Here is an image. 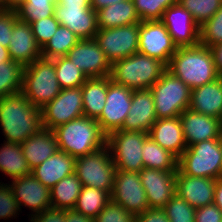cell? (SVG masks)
I'll return each instance as SVG.
<instances>
[{
    "instance_id": "1",
    "label": "cell",
    "mask_w": 222,
    "mask_h": 222,
    "mask_svg": "<svg viewBox=\"0 0 222 222\" xmlns=\"http://www.w3.org/2000/svg\"><path fill=\"white\" fill-rule=\"evenodd\" d=\"M0 125L6 141L22 144L42 125L41 108L35 107L20 91L0 99Z\"/></svg>"
},
{
    "instance_id": "2",
    "label": "cell",
    "mask_w": 222,
    "mask_h": 222,
    "mask_svg": "<svg viewBox=\"0 0 222 222\" xmlns=\"http://www.w3.org/2000/svg\"><path fill=\"white\" fill-rule=\"evenodd\" d=\"M167 70L180 78L191 90L220 77L212 51L201 44L177 48L167 65Z\"/></svg>"
},
{
    "instance_id": "3",
    "label": "cell",
    "mask_w": 222,
    "mask_h": 222,
    "mask_svg": "<svg viewBox=\"0 0 222 222\" xmlns=\"http://www.w3.org/2000/svg\"><path fill=\"white\" fill-rule=\"evenodd\" d=\"M60 151L72 157L93 153L106 146L107 136L96 119L84 115L52 130Z\"/></svg>"
},
{
    "instance_id": "4",
    "label": "cell",
    "mask_w": 222,
    "mask_h": 222,
    "mask_svg": "<svg viewBox=\"0 0 222 222\" xmlns=\"http://www.w3.org/2000/svg\"><path fill=\"white\" fill-rule=\"evenodd\" d=\"M167 70L159 59L135 53L112 64L110 78L132 90L150 89Z\"/></svg>"
},
{
    "instance_id": "5",
    "label": "cell",
    "mask_w": 222,
    "mask_h": 222,
    "mask_svg": "<svg viewBox=\"0 0 222 222\" xmlns=\"http://www.w3.org/2000/svg\"><path fill=\"white\" fill-rule=\"evenodd\" d=\"M60 91L52 59L39 58L24 66L21 92L32 105L43 108Z\"/></svg>"
},
{
    "instance_id": "6",
    "label": "cell",
    "mask_w": 222,
    "mask_h": 222,
    "mask_svg": "<svg viewBox=\"0 0 222 222\" xmlns=\"http://www.w3.org/2000/svg\"><path fill=\"white\" fill-rule=\"evenodd\" d=\"M177 168L188 176L222 177V143L210 139L188 146L178 158Z\"/></svg>"
},
{
    "instance_id": "7",
    "label": "cell",
    "mask_w": 222,
    "mask_h": 222,
    "mask_svg": "<svg viewBox=\"0 0 222 222\" xmlns=\"http://www.w3.org/2000/svg\"><path fill=\"white\" fill-rule=\"evenodd\" d=\"M150 90L157 119L177 117L190 106L191 89L168 70Z\"/></svg>"
},
{
    "instance_id": "8",
    "label": "cell",
    "mask_w": 222,
    "mask_h": 222,
    "mask_svg": "<svg viewBox=\"0 0 222 222\" xmlns=\"http://www.w3.org/2000/svg\"><path fill=\"white\" fill-rule=\"evenodd\" d=\"M116 168L109 147L76 158L75 173L82 186L94 187L111 194Z\"/></svg>"
},
{
    "instance_id": "9",
    "label": "cell",
    "mask_w": 222,
    "mask_h": 222,
    "mask_svg": "<svg viewBox=\"0 0 222 222\" xmlns=\"http://www.w3.org/2000/svg\"><path fill=\"white\" fill-rule=\"evenodd\" d=\"M146 132L117 130L107 136L106 145L110 149L116 170L140 172L143 168L142 150Z\"/></svg>"
},
{
    "instance_id": "10",
    "label": "cell",
    "mask_w": 222,
    "mask_h": 222,
    "mask_svg": "<svg viewBox=\"0 0 222 222\" xmlns=\"http://www.w3.org/2000/svg\"><path fill=\"white\" fill-rule=\"evenodd\" d=\"M94 40L113 64L138 52L139 23L120 27L98 29Z\"/></svg>"
},
{
    "instance_id": "11",
    "label": "cell",
    "mask_w": 222,
    "mask_h": 222,
    "mask_svg": "<svg viewBox=\"0 0 222 222\" xmlns=\"http://www.w3.org/2000/svg\"><path fill=\"white\" fill-rule=\"evenodd\" d=\"M42 125L53 130L83 113L82 86L61 89L58 96L41 108Z\"/></svg>"
},
{
    "instance_id": "12",
    "label": "cell",
    "mask_w": 222,
    "mask_h": 222,
    "mask_svg": "<svg viewBox=\"0 0 222 222\" xmlns=\"http://www.w3.org/2000/svg\"><path fill=\"white\" fill-rule=\"evenodd\" d=\"M133 90L114 83L109 76L106 103L101 115L96 119L103 133L120 130L131 108Z\"/></svg>"
},
{
    "instance_id": "13",
    "label": "cell",
    "mask_w": 222,
    "mask_h": 222,
    "mask_svg": "<svg viewBox=\"0 0 222 222\" xmlns=\"http://www.w3.org/2000/svg\"><path fill=\"white\" fill-rule=\"evenodd\" d=\"M177 46L161 20L139 23L138 52L169 64Z\"/></svg>"
},
{
    "instance_id": "14",
    "label": "cell",
    "mask_w": 222,
    "mask_h": 222,
    "mask_svg": "<svg viewBox=\"0 0 222 222\" xmlns=\"http://www.w3.org/2000/svg\"><path fill=\"white\" fill-rule=\"evenodd\" d=\"M111 200L137 216L149 208L139 172L116 170Z\"/></svg>"
},
{
    "instance_id": "15",
    "label": "cell",
    "mask_w": 222,
    "mask_h": 222,
    "mask_svg": "<svg viewBox=\"0 0 222 222\" xmlns=\"http://www.w3.org/2000/svg\"><path fill=\"white\" fill-rule=\"evenodd\" d=\"M161 21L179 47H194L200 44V26L194 21L190 12L179 3L169 6Z\"/></svg>"
},
{
    "instance_id": "16",
    "label": "cell",
    "mask_w": 222,
    "mask_h": 222,
    "mask_svg": "<svg viewBox=\"0 0 222 222\" xmlns=\"http://www.w3.org/2000/svg\"><path fill=\"white\" fill-rule=\"evenodd\" d=\"M87 78L110 76L112 64L94 39H81L66 55Z\"/></svg>"
},
{
    "instance_id": "17",
    "label": "cell",
    "mask_w": 222,
    "mask_h": 222,
    "mask_svg": "<svg viewBox=\"0 0 222 222\" xmlns=\"http://www.w3.org/2000/svg\"><path fill=\"white\" fill-rule=\"evenodd\" d=\"M176 173L153 168H143L139 172L149 208L163 209L176 194Z\"/></svg>"
},
{
    "instance_id": "18",
    "label": "cell",
    "mask_w": 222,
    "mask_h": 222,
    "mask_svg": "<svg viewBox=\"0 0 222 222\" xmlns=\"http://www.w3.org/2000/svg\"><path fill=\"white\" fill-rule=\"evenodd\" d=\"M54 17L80 40L94 39L98 31L97 14L91 6H61L56 2Z\"/></svg>"
},
{
    "instance_id": "19",
    "label": "cell",
    "mask_w": 222,
    "mask_h": 222,
    "mask_svg": "<svg viewBox=\"0 0 222 222\" xmlns=\"http://www.w3.org/2000/svg\"><path fill=\"white\" fill-rule=\"evenodd\" d=\"M10 187L18 202L20 211L21 206L24 205L30 208L33 211L32 213H35L31 215L34 216L51 208L50 189L40 183L32 173L12 179Z\"/></svg>"
},
{
    "instance_id": "20",
    "label": "cell",
    "mask_w": 222,
    "mask_h": 222,
    "mask_svg": "<svg viewBox=\"0 0 222 222\" xmlns=\"http://www.w3.org/2000/svg\"><path fill=\"white\" fill-rule=\"evenodd\" d=\"M184 138L188 146L210 139H220L222 120L191 110H184L179 115Z\"/></svg>"
},
{
    "instance_id": "21",
    "label": "cell",
    "mask_w": 222,
    "mask_h": 222,
    "mask_svg": "<svg viewBox=\"0 0 222 222\" xmlns=\"http://www.w3.org/2000/svg\"><path fill=\"white\" fill-rule=\"evenodd\" d=\"M176 194L197 209L214 203L216 179L188 176L178 168Z\"/></svg>"
},
{
    "instance_id": "22",
    "label": "cell",
    "mask_w": 222,
    "mask_h": 222,
    "mask_svg": "<svg viewBox=\"0 0 222 222\" xmlns=\"http://www.w3.org/2000/svg\"><path fill=\"white\" fill-rule=\"evenodd\" d=\"M156 120L151 90H133L131 108L120 130L148 133Z\"/></svg>"
},
{
    "instance_id": "23",
    "label": "cell",
    "mask_w": 222,
    "mask_h": 222,
    "mask_svg": "<svg viewBox=\"0 0 222 222\" xmlns=\"http://www.w3.org/2000/svg\"><path fill=\"white\" fill-rule=\"evenodd\" d=\"M8 51L11 60L21 63L23 66L42 58V49L34 38L32 27L29 23L15 19Z\"/></svg>"
},
{
    "instance_id": "24",
    "label": "cell",
    "mask_w": 222,
    "mask_h": 222,
    "mask_svg": "<svg viewBox=\"0 0 222 222\" xmlns=\"http://www.w3.org/2000/svg\"><path fill=\"white\" fill-rule=\"evenodd\" d=\"M149 137L177 159L187 148L179 116L157 119L148 132Z\"/></svg>"
},
{
    "instance_id": "25",
    "label": "cell",
    "mask_w": 222,
    "mask_h": 222,
    "mask_svg": "<svg viewBox=\"0 0 222 222\" xmlns=\"http://www.w3.org/2000/svg\"><path fill=\"white\" fill-rule=\"evenodd\" d=\"M76 158L66 152L58 150L31 170V173L46 187L51 189L63 178L75 173Z\"/></svg>"
},
{
    "instance_id": "26",
    "label": "cell",
    "mask_w": 222,
    "mask_h": 222,
    "mask_svg": "<svg viewBox=\"0 0 222 222\" xmlns=\"http://www.w3.org/2000/svg\"><path fill=\"white\" fill-rule=\"evenodd\" d=\"M189 108L222 120V77L192 89Z\"/></svg>"
},
{
    "instance_id": "27",
    "label": "cell",
    "mask_w": 222,
    "mask_h": 222,
    "mask_svg": "<svg viewBox=\"0 0 222 222\" xmlns=\"http://www.w3.org/2000/svg\"><path fill=\"white\" fill-rule=\"evenodd\" d=\"M21 147L31 170L59 150L54 132L44 127L28 137Z\"/></svg>"
},
{
    "instance_id": "28",
    "label": "cell",
    "mask_w": 222,
    "mask_h": 222,
    "mask_svg": "<svg viewBox=\"0 0 222 222\" xmlns=\"http://www.w3.org/2000/svg\"><path fill=\"white\" fill-rule=\"evenodd\" d=\"M98 29L140 23L132 0H124L96 11Z\"/></svg>"
},
{
    "instance_id": "29",
    "label": "cell",
    "mask_w": 222,
    "mask_h": 222,
    "mask_svg": "<svg viewBox=\"0 0 222 222\" xmlns=\"http://www.w3.org/2000/svg\"><path fill=\"white\" fill-rule=\"evenodd\" d=\"M109 76L88 78L82 85L83 113L97 119L104 109L108 92Z\"/></svg>"
},
{
    "instance_id": "30",
    "label": "cell",
    "mask_w": 222,
    "mask_h": 222,
    "mask_svg": "<svg viewBox=\"0 0 222 222\" xmlns=\"http://www.w3.org/2000/svg\"><path fill=\"white\" fill-rule=\"evenodd\" d=\"M0 171L11 179L30 175L21 144L5 141L0 148Z\"/></svg>"
},
{
    "instance_id": "31",
    "label": "cell",
    "mask_w": 222,
    "mask_h": 222,
    "mask_svg": "<svg viewBox=\"0 0 222 222\" xmlns=\"http://www.w3.org/2000/svg\"><path fill=\"white\" fill-rule=\"evenodd\" d=\"M81 189L82 183L76 173L63 178L50 189L51 208L60 210L73 209Z\"/></svg>"
},
{
    "instance_id": "32",
    "label": "cell",
    "mask_w": 222,
    "mask_h": 222,
    "mask_svg": "<svg viewBox=\"0 0 222 222\" xmlns=\"http://www.w3.org/2000/svg\"><path fill=\"white\" fill-rule=\"evenodd\" d=\"M144 168H153L163 171H177L178 159L169 151L147 137L142 150Z\"/></svg>"
},
{
    "instance_id": "33",
    "label": "cell",
    "mask_w": 222,
    "mask_h": 222,
    "mask_svg": "<svg viewBox=\"0 0 222 222\" xmlns=\"http://www.w3.org/2000/svg\"><path fill=\"white\" fill-rule=\"evenodd\" d=\"M110 200L111 195L109 192L94 187L82 186L73 209L94 219Z\"/></svg>"
},
{
    "instance_id": "34",
    "label": "cell",
    "mask_w": 222,
    "mask_h": 222,
    "mask_svg": "<svg viewBox=\"0 0 222 222\" xmlns=\"http://www.w3.org/2000/svg\"><path fill=\"white\" fill-rule=\"evenodd\" d=\"M79 40L70 29L59 25L54 35L42 48V58L54 59L66 56Z\"/></svg>"
},
{
    "instance_id": "35",
    "label": "cell",
    "mask_w": 222,
    "mask_h": 222,
    "mask_svg": "<svg viewBox=\"0 0 222 222\" xmlns=\"http://www.w3.org/2000/svg\"><path fill=\"white\" fill-rule=\"evenodd\" d=\"M54 61L58 84L61 89L82 86L88 79L86 75L67 57H58Z\"/></svg>"
},
{
    "instance_id": "36",
    "label": "cell",
    "mask_w": 222,
    "mask_h": 222,
    "mask_svg": "<svg viewBox=\"0 0 222 222\" xmlns=\"http://www.w3.org/2000/svg\"><path fill=\"white\" fill-rule=\"evenodd\" d=\"M23 70L17 61L0 62V99L21 91Z\"/></svg>"
},
{
    "instance_id": "37",
    "label": "cell",
    "mask_w": 222,
    "mask_h": 222,
    "mask_svg": "<svg viewBox=\"0 0 222 222\" xmlns=\"http://www.w3.org/2000/svg\"><path fill=\"white\" fill-rule=\"evenodd\" d=\"M55 0H23L14 10L17 18L29 24L54 16Z\"/></svg>"
},
{
    "instance_id": "38",
    "label": "cell",
    "mask_w": 222,
    "mask_h": 222,
    "mask_svg": "<svg viewBox=\"0 0 222 222\" xmlns=\"http://www.w3.org/2000/svg\"><path fill=\"white\" fill-rule=\"evenodd\" d=\"M178 3L190 12L199 26L209 20L222 6V0H178Z\"/></svg>"
},
{
    "instance_id": "39",
    "label": "cell",
    "mask_w": 222,
    "mask_h": 222,
    "mask_svg": "<svg viewBox=\"0 0 222 222\" xmlns=\"http://www.w3.org/2000/svg\"><path fill=\"white\" fill-rule=\"evenodd\" d=\"M141 21L161 20L164 11L178 0H132Z\"/></svg>"
},
{
    "instance_id": "40",
    "label": "cell",
    "mask_w": 222,
    "mask_h": 222,
    "mask_svg": "<svg viewBox=\"0 0 222 222\" xmlns=\"http://www.w3.org/2000/svg\"><path fill=\"white\" fill-rule=\"evenodd\" d=\"M170 222H195L196 209L175 194L163 208Z\"/></svg>"
},
{
    "instance_id": "41",
    "label": "cell",
    "mask_w": 222,
    "mask_h": 222,
    "mask_svg": "<svg viewBox=\"0 0 222 222\" xmlns=\"http://www.w3.org/2000/svg\"><path fill=\"white\" fill-rule=\"evenodd\" d=\"M222 42V6L200 26V44L206 47Z\"/></svg>"
},
{
    "instance_id": "42",
    "label": "cell",
    "mask_w": 222,
    "mask_h": 222,
    "mask_svg": "<svg viewBox=\"0 0 222 222\" xmlns=\"http://www.w3.org/2000/svg\"><path fill=\"white\" fill-rule=\"evenodd\" d=\"M94 222H136V216L120 204L110 200L94 218Z\"/></svg>"
},
{
    "instance_id": "43",
    "label": "cell",
    "mask_w": 222,
    "mask_h": 222,
    "mask_svg": "<svg viewBox=\"0 0 222 222\" xmlns=\"http://www.w3.org/2000/svg\"><path fill=\"white\" fill-rule=\"evenodd\" d=\"M30 25L32 27L34 38L42 49L54 35L60 24L54 16H50L33 22Z\"/></svg>"
},
{
    "instance_id": "44",
    "label": "cell",
    "mask_w": 222,
    "mask_h": 222,
    "mask_svg": "<svg viewBox=\"0 0 222 222\" xmlns=\"http://www.w3.org/2000/svg\"><path fill=\"white\" fill-rule=\"evenodd\" d=\"M19 210L18 202L10 185L0 183V219L6 220L12 216L14 217Z\"/></svg>"
},
{
    "instance_id": "45",
    "label": "cell",
    "mask_w": 222,
    "mask_h": 222,
    "mask_svg": "<svg viewBox=\"0 0 222 222\" xmlns=\"http://www.w3.org/2000/svg\"><path fill=\"white\" fill-rule=\"evenodd\" d=\"M16 18L15 10L0 8V45L3 47L9 46Z\"/></svg>"
},
{
    "instance_id": "46",
    "label": "cell",
    "mask_w": 222,
    "mask_h": 222,
    "mask_svg": "<svg viewBox=\"0 0 222 222\" xmlns=\"http://www.w3.org/2000/svg\"><path fill=\"white\" fill-rule=\"evenodd\" d=\"M195 222H222V211L214 203L197 208Z\"/></svg>"
},
{
    "instance_id": "47",
    "label": "cell",
    "mask_w": 222,
    "mask_h": 222,
    "mask_svg": "<svg viewBox=\"0 0 222 222\" xmlns=\"http://www.w3.org/2000/svg\"><path fill=\"white\" fill-rule=\"evenodd\" d=\"M30 222H65V210L49 208L31 216Z\"/></svg>"
},
{
    "instance_id": "48",
    "label": "cell",
    "mask_w": 222,
    "mask_h": 222,
    "mask_svg": "<svg viewBox=\"0 0 222 222\" xmlns=\"http://www.w3.org/2000/svg\"><path fill=\"white\" fill-rule=\"evenodd\" d=\"M136 222H170L163 209L148 208L136 216Z\"/></svg>"
},
{
    "instance_id": "49",
    "label": "cell",
    "mask_w": 222,
    "mask_h": 222,
    "mask_svg": "<svg viewBox=\"0 0 222 222\" xmlns=\"http://www.w3.org/2000/svg\"><path fill=\"white\" fill-rule=\"evenodd\" d=\"M210 50L213 54L216 71L222 77V42L211 46Z\"/></svg>"
},
{
    "instance_id": "50",
    "label": "cell",
    "mask_w": 222,
    "mask_h": 222,
    "mask_svg": "<svg viewBox=\"0 0 222 222\" xmlns=\"http://www.w3.org/2000/svg\"><path fill=\"white\" fill-rule=\"evenodd\" d=\"M65 222H94V219L70 209L65 210Z\"/></svg>"
},
{
    "instance_id": "51",
    "label": "cell",
    "mask_w": 222,
    "mask_h": 222,
    "mask_svg": "<svg viewBox=\"0 0 222 222\" xmlns=\"http://www.w3.org/2000/svg\"><path fill=\"white\" fill-rule=\"evenodd\" d=\"M214 204L222 211V177L216 179Z\"/></svg>"
},
{
    "instance_id": "52",
    "label": "cell",
    "mask_w": 222,
    "mask_h": 222,
    "mask_svg": "<svg viewBox=\"0 0 222 222\" xmlns=\"http://www.w3.org/2000/svg\"><path fill=\"white\" fill-rule=\"evenodd\" d=\"M124 0H90L91 8L95 11L100 10L101 8L107 7L109 5L115 4L116 2H121Z\"/></svg>"
},
{
    "instance_id": "53",
    "label": "cell",
    "mask_w": 222,
    "mask_h": 222,
    "mask_svg": "<svg viewBox=\"0 0 222 222\" xmlns=\"http://www.w3.org/2000/svg\"><path fill=\"white\" fill-rule=\"evenodd\" d=\"M61 6H91L90 0H57Z\"/></svg>"
},
{
    "instance_id": "54",
    "label": "cell",
    "mask_w": 222,
    "mask_h": 222,
    "mask_svg": "<svg viewBox=\"0 0 222 222\" xmlns=\"http://www.w3.org/2000/svg\"><path fill=\"white\" fill-rule=\"evenodd\" d=\"M10 60H11V57H10L8 48L0 45V62H7Z\"/></svg>"
},
{
    "instance_id": "55",
    "label": "cell",
    "mask_w": 222,
    "mask_h": 222,
    "mask_svg": "<svg viewBox=\"0 0 222 222\" xmlns=\"http://www.w3.org/2000/svg\"><path fill=\"white\" fill-rule=\"evenodd\" d=\"M23 0H7V9H15L17 8Z\"/></svg>"
},
{
    "instance_id": "56",
    "label": "cell",
    "mask_w": 222,
    "mask_h": 222,
    "mask_svg": "<svg viewBox=\"0 0 222 222\" xmlns=\"http://www.w3.org/2000/svg\"><path fill=\"white\" fill-rule=\"evenodd\" d=\"M0 8L7 9V0H0Z\"/></svg>"
},
{
    "instance_id": "57",
    "label": "cell",
    "mask_w": 222,
    "mask_h": 222,
    "mask_svg": "<svg viewBox=\"0 0 222 222\" xmlns=\"http://www.w3.org/2000/svg\"><path fill=\"white\" fill-rule=\"evenodd\" d=\"M220 141H221V143H222V132H221V136H220Z\"/></svg>"
}]
</instances>
